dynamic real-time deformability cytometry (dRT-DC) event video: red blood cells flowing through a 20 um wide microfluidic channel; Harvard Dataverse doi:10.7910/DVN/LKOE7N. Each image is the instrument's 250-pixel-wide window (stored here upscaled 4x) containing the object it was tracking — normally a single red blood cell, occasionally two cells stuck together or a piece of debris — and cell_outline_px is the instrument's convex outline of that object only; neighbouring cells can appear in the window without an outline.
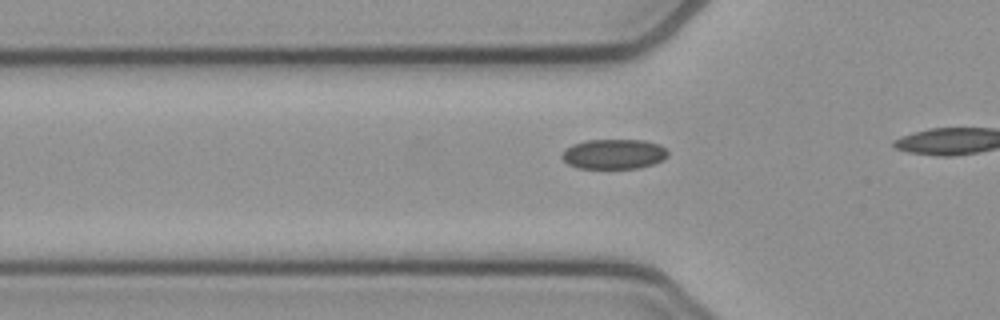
{"species": "common noctule bat (a hibernating species)", "species_latin": "Nyctalus noctula", "temperature_condition": "cold", "stored_images_in_passage": 8, "camera_frame_rate_fps": 3000, "um_per_image_px": 0.085, "animal": {"sex": "female", "body_mass_g": 21.9}, "frame": {"image": 1, "passage_image": 3, "time_ms": 0.667, "image_size_px": [1000, 320], "cell_outline_px": [[668, 156], [652, 164], [636, 168], [576, 168], [568, 164], [560, 156], [564, 148], [572, 144], [588, 140], [644, 140], [660, 144], [668, 152]], "centroid_in_image_um": [52.13, 13.09], "position_along_channel_um": 73.7, "area_um2": 18.5}}
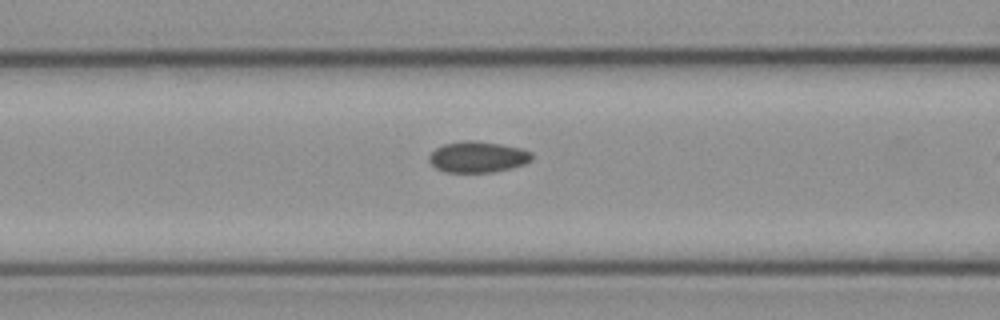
{"frame": {"image": 2, "passage_image": 7, "time_ms": 2.0, "image_size_px": [1000, 320], "cell_outline_px": [[532, 160], [524, 164], [492, 172], [444, 172], [436, 168], [428, 160], [428, 156], [436, 148], [444, 144], [464, 140], [476, 140], [500, 144], [520, 148], [532, 152]], "centroid_in_image_um": [40.59, 13.33], "position_along_channel_um": 126.0, "area_um2": 18.55}}